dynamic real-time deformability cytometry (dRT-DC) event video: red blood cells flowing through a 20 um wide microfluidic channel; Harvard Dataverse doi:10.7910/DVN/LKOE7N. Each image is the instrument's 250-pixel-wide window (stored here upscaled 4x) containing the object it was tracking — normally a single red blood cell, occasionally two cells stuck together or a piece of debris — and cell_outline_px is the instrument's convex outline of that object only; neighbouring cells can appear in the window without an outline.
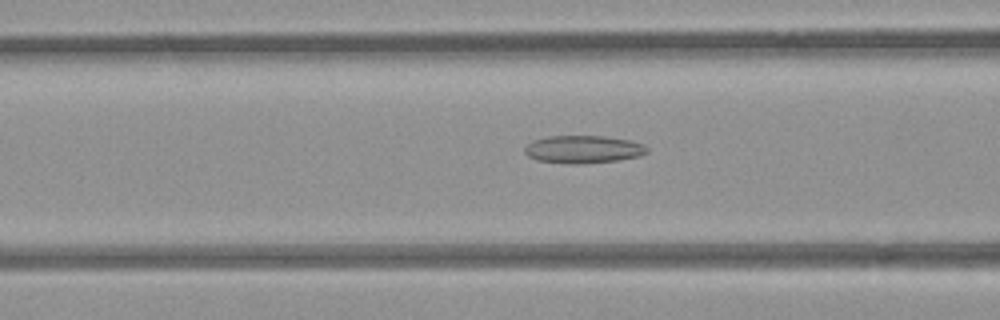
{"species": "common noctule bat (a hibernating species)", "species_latin": "Nyctalus noctula", "temperature_condition": "room temperature", "stored_images_in_passage": 35, "segment_of_instrument_passage": [1, 2], "camera_frame_rate_fps": 3000, "um_per_image_px": 0.085, "animal": {"sex": "female", "body_mass_g": 21.9}, "frame": {"image": 1, "passage_image": 21, "time_ms": 6.667, "image_size_px": [1000, 320], "cell_outline_px": [[648, 152], [640, 156], [616, 160], [584, 164], [572, 164], [536, 160], [528, 156], [524, 152], [524, 148], [532, 140], [548, 136], [604, 136], [628, 140], [644, 144], [648, 148]], "centroid_in_image_um": [49.56, 12.69], "position_along_channel_um": 117.0, "area_um2": 19.83}}
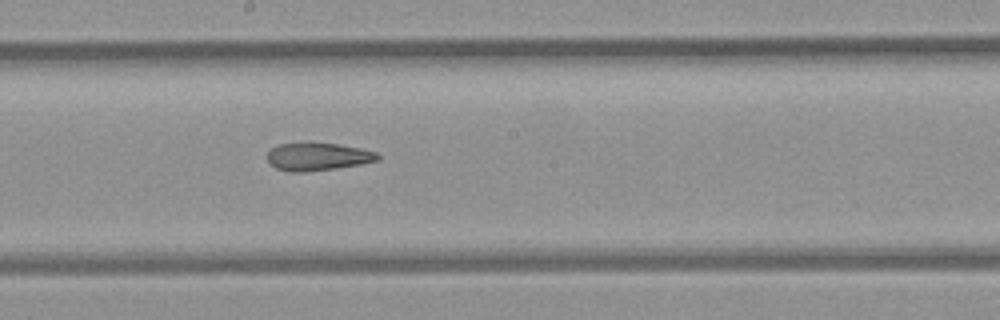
{"frame": {"image": 2, "passage_image": 29, "time_ms": 9.333, "image_size_px": [1000, 320], "cell_outline_px": [[380, 160], [360, 164], [336, 168], [304, 172], [292, 172], [276, 168], [268, 164], [268, 152], [272, 148], [280, 144], [336, 144], [360, 148], [376, 152], [380, 156]], "centroid_in_image_um": [27.02, 13.34], "position_along_channel_um": 221.2, "area_um2": 17.51}}
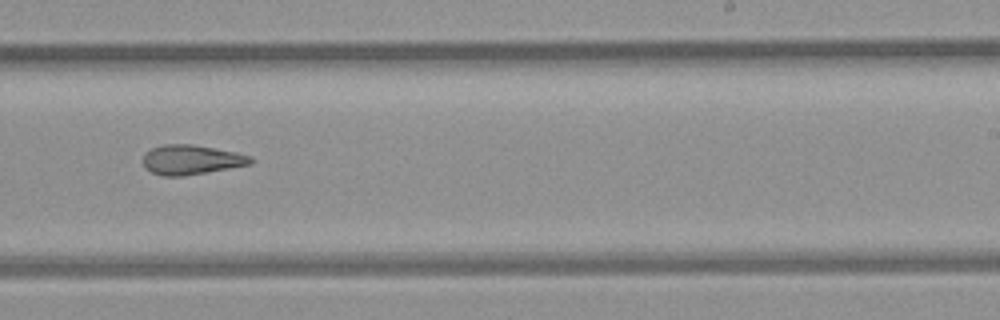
{"frame": {"image": 3, "passage_image": 33, "time_ms": 10.667, "image_size_px": [1000, 320], "cell_outline_px": [[252, 164], [184, 176], [164, 176], [152, 172], [144, 164], [144, 152], [152, 148], [164, 144], [192, 144], [236, 152], [252, 156]], "centroid_in_image_um": [16.28, 13.57], "position_along_channel_um": 272.7, "area_um2": 18.44}}